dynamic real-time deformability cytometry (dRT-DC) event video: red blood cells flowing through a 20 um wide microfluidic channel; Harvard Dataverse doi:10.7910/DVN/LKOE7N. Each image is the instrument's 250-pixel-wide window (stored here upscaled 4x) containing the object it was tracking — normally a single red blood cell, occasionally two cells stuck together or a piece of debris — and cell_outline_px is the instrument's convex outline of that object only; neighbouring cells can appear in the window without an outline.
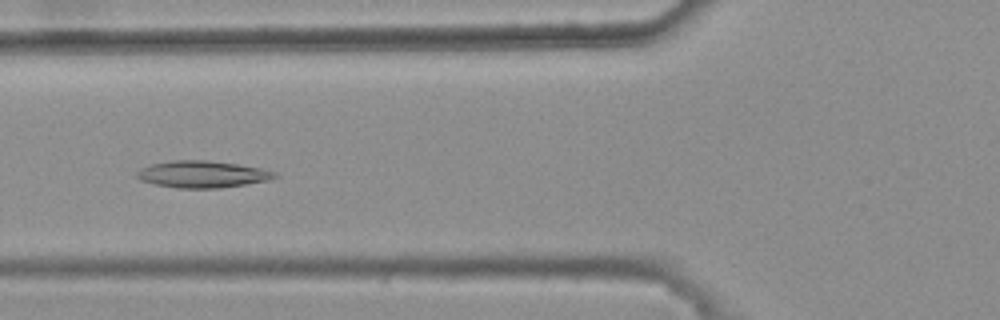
{"species": "common noctule bat (a hibernating species)", "species_latin": "Nyctalus noctula", "temperature_condition": "warm", "stored_images_in_passage": 46, "camera_frame_rate_fps": 3000, "um_per_image_px": 0.085, "animal": {"sex": "female", "body_mass_g": 25.1}, "frame": {"image": 1, "passage_image": 21, "time_ms": 6.667, "image_size_px": [1000, 320], "cell_outline_px": [[276, 176], [268, 180], [220, 188], [176, 188], [156, 184], [140, 180], [136, 176], [136, 172], [140, 168], [148, 164], [172, 160], [208, 160], [236, 164], [260, 168], [276, 172]], "centroid_in_image_um": [17.13, 14.8], "position_along_channel_um": 108.7, "area_um2": 21.5}}
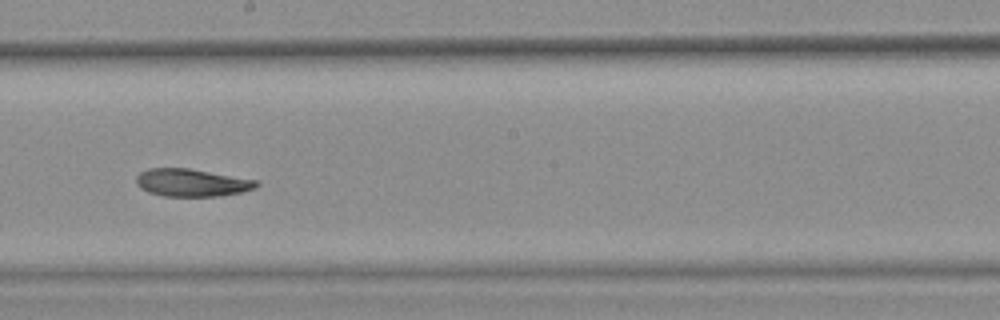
{"frame": {"image": 2, "passage_image": 31, "time_ms": 10.0, "image_size_px": [1000, 320], "cell_outline_px": [[260, 184], [256, 188], [240, 192], [220, 196], [164, 196], [148, 192], [140, 188], [136, 184], [136, 176], [140, 172], [148, 168], [188, 168], [256, 180]], "centroid_in_image_um": [16.27, 15.53], "position_along_channel_um": 231.9, "area_um2": 19.31}}
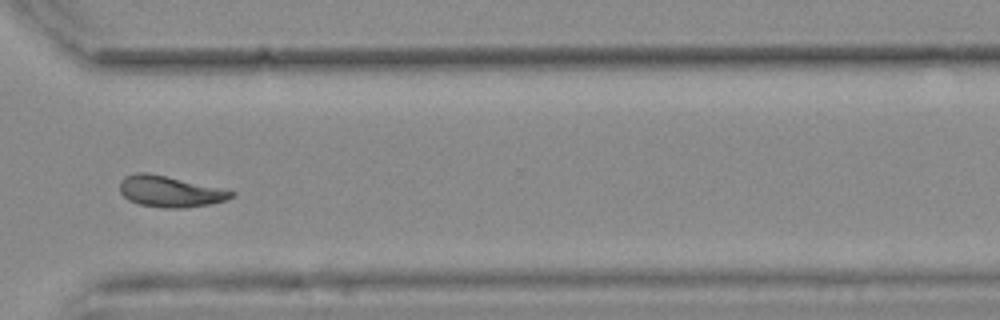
{"frame": {"image": 3, "passage_image": 41, "time_ms": 13.333, "image_size_px": [1000, 320], "cell_outline_px": [[236, 192], [228, 200], [208, 204], [184, 208], [164, 208], [140, 204], [128, 200], [120, 192], [120, 180], [124, 176], [136, 172], [148, 172]], "centroid_in_image_um": [14.39, 16.27], "position_along_channel_um": 356.2, "area_um2": 20.0}, "authors_computed_cell_mechanics": {"area_um2": 20.808, "velocity_mm_per_s": 3.7023, "shape_relaxation_time_tau1_ms": null, "shape_relaxation_time_tau2_ms": 7.1733, "deformation_change_tau1": null, "deformation_change_tau2": 0.1297}}